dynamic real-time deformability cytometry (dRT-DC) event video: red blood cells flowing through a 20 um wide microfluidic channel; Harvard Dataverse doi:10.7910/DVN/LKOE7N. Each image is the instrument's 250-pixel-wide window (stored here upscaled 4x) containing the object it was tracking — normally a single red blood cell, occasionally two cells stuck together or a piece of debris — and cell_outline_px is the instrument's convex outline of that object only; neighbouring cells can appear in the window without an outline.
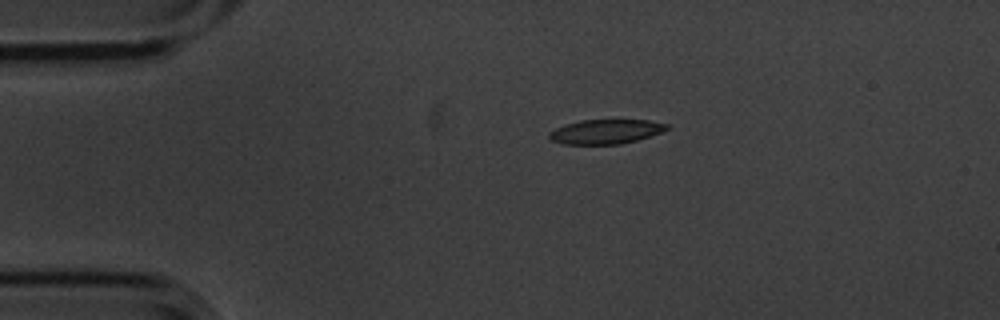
{"species": "common noctule bat (a hibernating species)", "species_latin": "Nyctalus noctula", "temperature_condition": "cold", "stored_images_in_passage": 4, "camera_frame_rate_fps": 3000, "um_per_image_px": 0.085, "animal": {"sex": "male", "body_mass_g": 20.1, "forearm_length_mm": 53.5}, "frame": {"image": 1, "passage_image": 1, "time_ms": 0.0, "image_size_px": [1000, 320], "cell_outline_px": [[672, 128], [636, 140], [620, 144], [564, 144], [552, 140], [548, 136], [548, 132], [564, 124], [580, 120], [648, 120], [668, 124]], "centroid_in_image_um": [51.48, 11.18], "position_along_channel_um": 33.5, "area_um2": 16.7}}
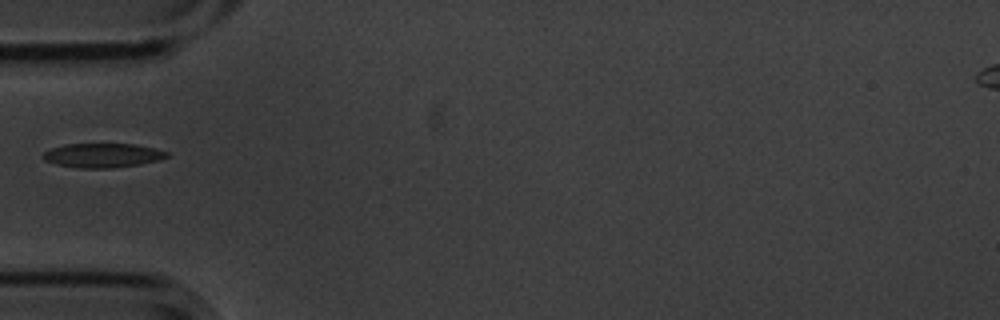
{"frame": {"image": 2, "passage_image": 3, "time_ms": 0.667, "image_size_px": [1000, 320], "cell_outline_px": [[168, 156], [160, 160], [140, 164], [112, 168], [80, 168], [56, 164], [44, 160], [40, 156], [44, 152], [52, 148], [64, 144], [132, 144], [152, 148], [168, 152]], "centroid_in_image_um": [8.68, 13.21], "position_along_channel_um": 76.3, "area_um2": 17.4}}
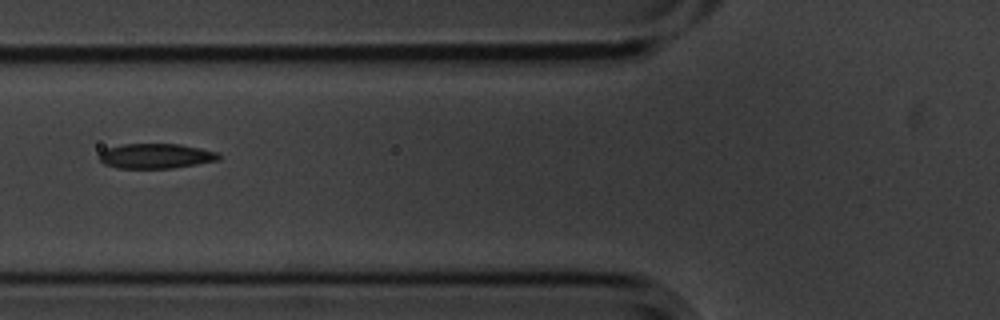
{"frame": {"image": 3, "passage_image": 4, "time_ms": 1.0, "image_size_px": [1000, 320], "cell_outline_px": [[220, 160], [172, 168], [116, 168], [104, 164], [100, 160], [100, 152], [104, 148], [124, 144], [180, 144], [200, 148], [216, 152], [220, 156]], "centroid_in_image_um": [13.22, 13.26], "position_along_channel_um": 112.6, "area_um2": 17.34}}